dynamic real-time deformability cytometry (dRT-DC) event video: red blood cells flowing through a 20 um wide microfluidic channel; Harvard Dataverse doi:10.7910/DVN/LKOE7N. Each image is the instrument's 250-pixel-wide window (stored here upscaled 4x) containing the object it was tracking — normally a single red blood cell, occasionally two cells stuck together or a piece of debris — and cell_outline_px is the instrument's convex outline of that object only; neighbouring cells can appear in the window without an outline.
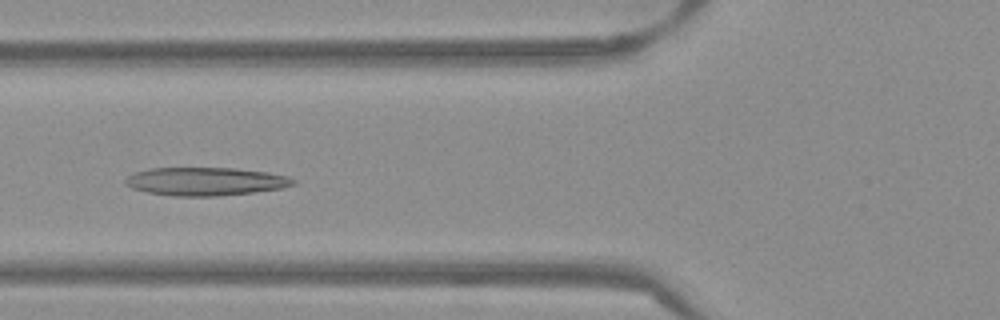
{"species": "Egyptian fruit bat (a non-hibernating species)", "species_latin": "Rousettus aegyptiacus", "temperature_condition": "warm", "stored_images_in_passage": 38, "camera_frame_rate_fps": 3000, "um_per_image_px": 0.085, "frame": {"image": 1, "passage_image": 8, "time_ms": 2.333, "image_size_px": [1000, 320], "cell_outline_px": [[296, 184], [280, 188], [252, 192], [216, 196], [172, 196], [148, 192], [132, 188], [124, 184], [124, 180], [128, 176], [136, 172], [148, 168], [236, 168], [268, 172], [288, 176], [296, 180]], "centroid_in_image_um": [17.46, 15.41], "position_along_channel_um": 108.3, "area_um2": 27.57}}
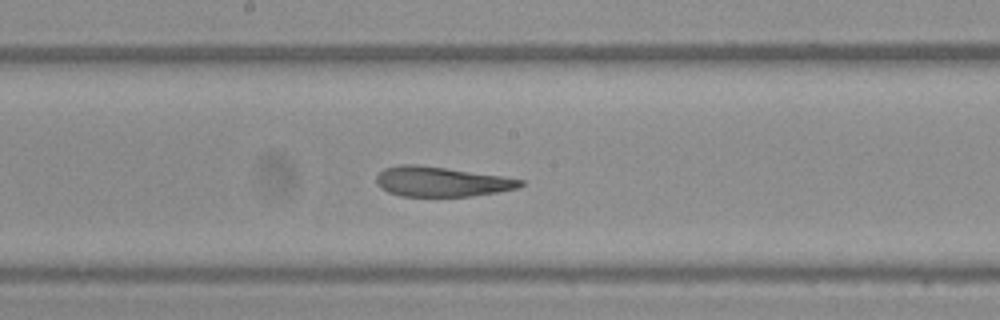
{"frame": {"image": 2, "passage_image": 16, "time_ms": 5.0, "image_size_px": [1000, 320], "cell_outline_px": [[524, 184], [516, 188], [496, 192], [468, 196], [400, 196], [388, 192], [380, 188], [376, 184], [376, 176], [384, 168], [400, 164], [416, 164], [504, 176], [524, 180]], "centroid_in_image_um": [37.47, 15.43], "position_along_channel_um": 210.7, "area_um2": 25.03}}
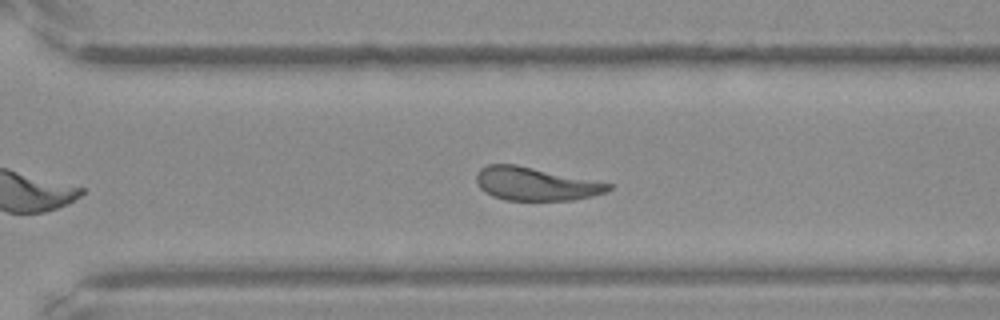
{"frame": {"image": 3, "passage_image": 25, "time_ms": 8.0, "image_size_px": [1000, 320], "cell_outline_px": [[612, 188], [604, 192], [592, 196], [572, 200], [504, 200], [492, 196], [484, 192], [480, 188], [476, 180], [476, 176], [480, 168], [488, 164], [516, 164], [612, 184]], "centroid_in_image_um": [45.48, 15.63], "position_along_channel_um": 325.1, "area_um2": 25.43}, "authors_computed_cell_mechanics": {"area_um2": 26.0389, "velocity_mm_per_s": 3.8316, "shape_relaxation_time_tau1_ms": null, "shape_relaxation_time_tau2_ms": 1.9413, "deformation_change_tau1": null, "deformation_change_tau2": 0.0978}}